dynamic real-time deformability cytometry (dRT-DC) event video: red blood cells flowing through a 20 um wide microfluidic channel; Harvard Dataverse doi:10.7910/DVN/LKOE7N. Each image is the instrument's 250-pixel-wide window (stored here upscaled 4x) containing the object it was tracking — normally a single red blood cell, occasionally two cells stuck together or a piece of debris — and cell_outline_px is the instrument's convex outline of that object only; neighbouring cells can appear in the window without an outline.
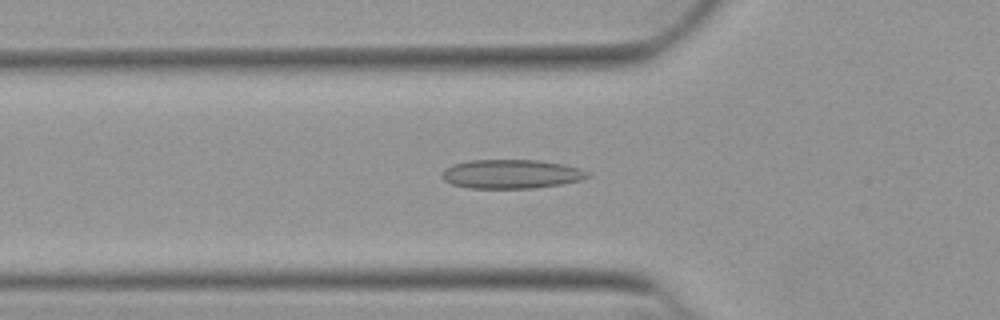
{"species": "Egyptian fruit bat (a non-hibernating species)", "species_latin": "Rousettus aegyptiacus", "temperature_condition": "warm", "stored_images_in_passage": 41, "camera_frame_rate_fps": 3000, "um_per_image_px": 0.085, "animal": {"sex": "female"}, "frame": {"image": 1, "passage_image": 12, "time_ms": 3.667, "image_size_px": [1000, 320], "cell_outline_px": [[592, 176], [580, 180], [560, 184], [536, 188], [468, 188], [452, 184], [444, 180], [440, 176], [444, 168], [452, 164], [468, 160], [540, 160], [564, 164], [580, 168], [588, 172]], "centroid_in_image_um": [43.44, 14.78], "position_along_channel_um": 82.4, "area_um2": 24.85}}
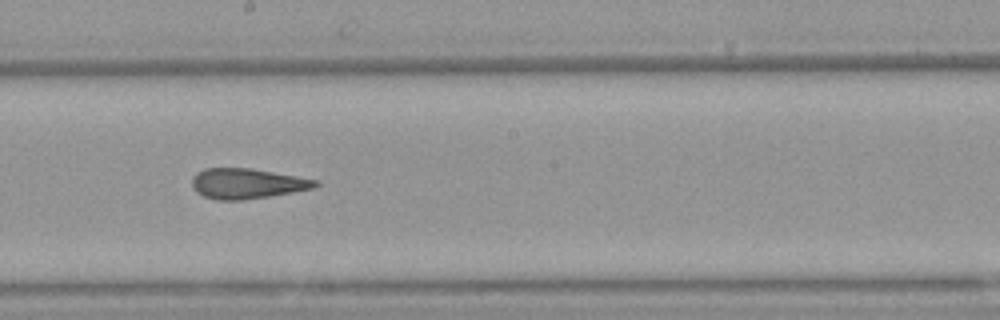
{"frame": {"image": 2, "passage_image": 23, "time_ms": 7.333, "image_size_px": [1000, 320], "cell_outline_px": [[320, 184], [312, 188], [292, 192], [244, 200], [216, 200], [204, 196], [196, 192], [192, 184], [192, 176], [196, 172], [204, 168], [252, 168], [320, 180]], "centroid_in_image_um": [20.99, 15.59], "position_along_channel_um": 227.2, "area_um2": 21.85}}
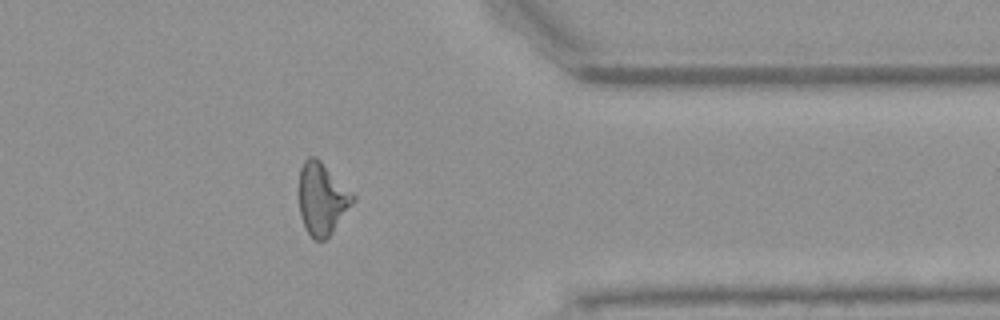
{"frame": {"image": 3, "passage_image": 36, "time_ms": 11.667, "image_size_px": [1000, 320], "cell_outline_px": [[356, 200], [332, 232], [324, 240], [316, 240], [308, 232], [300, 216], [300, 168], [304, 160], [308, 156], [316, 156], [356, 196]], "centroid_in_image_um": [27.39, 16.87], "position_along_channel_um": 384.0, "area_um2": 22.37}, "authors_computed_cell_mechanics": {"area_um2": 22.3686, "velocity_mm_per_s": 3.9393, "shape_relaxation_time_tau1_ms": null, "shape_relaxation_time_tau2_ms": 1.7809, "deformation_change_tau1": null, "deformation_change_tau2": 0.1162}}